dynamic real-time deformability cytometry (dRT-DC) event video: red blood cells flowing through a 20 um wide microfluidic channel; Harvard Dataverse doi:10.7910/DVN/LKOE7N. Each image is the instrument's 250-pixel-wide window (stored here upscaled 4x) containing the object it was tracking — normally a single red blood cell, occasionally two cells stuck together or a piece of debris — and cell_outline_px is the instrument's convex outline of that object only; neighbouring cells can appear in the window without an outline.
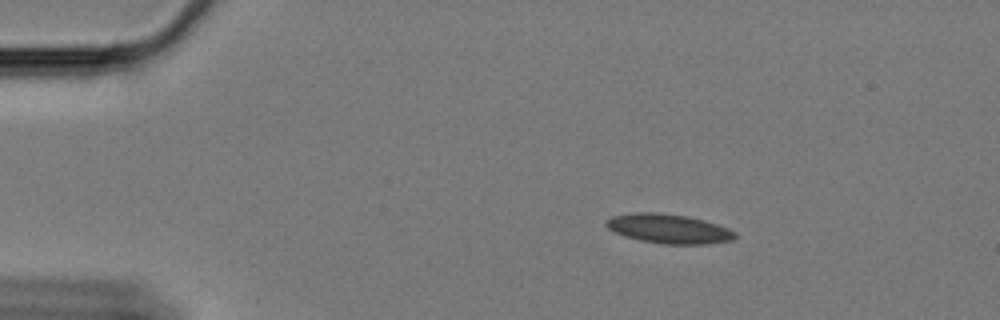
{"species": "Egyptian fruit bat (a non-hibernating species)", "species_latin": "Rousettus aegyptiacus", "temperature_condition": "cold", "stored_images_in_passage": 52, "camera_frame_rate_fps": 3000, "um_per_image_px": 0.085, "animal": {"sex": "female"}, "frame": {"image": 1, "passage_image": 2, "time_ms": 0.333, "image_size_px": [1000, 320], "cell_outline_px": [[736, 236], [732, 240], [708, 244], [664, 244], [640, 240], [624, 236], [608, 228], [604, 224], [604, 220], [612, 216], [640, 212], [656, 212], [688, 216], [704, 220], [728, 228], [736, 232]], "centroid_in_image_um": [56.84, 19.44], "position_along_channel_um": 28.2, "area_um2": 22.02}}
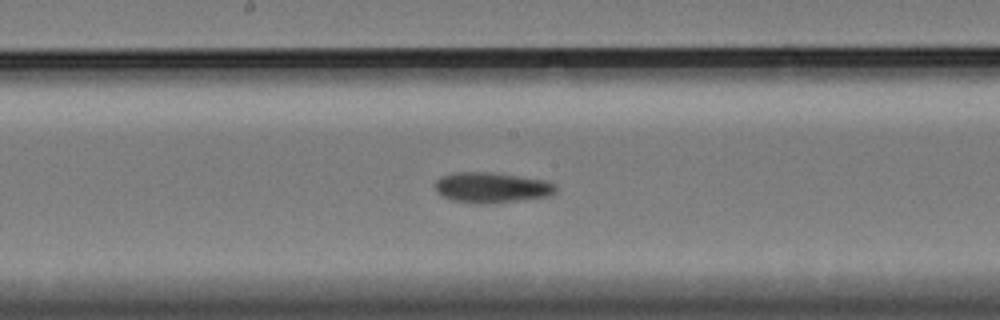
{"frame": {"image": 2, "passage_image": 24, "time_ms": 7.667, "image_size_px": [1000, 320], "cell_outline_px": [[556, 192], [552, 196], [484, 204], [476, 204], [452, 200], [440, 196], [436, 192], [436, 180], [440, 176], [456, 172], [488, 172], [544, 180], [556, 184]], "centroid_in_image_um": [41.77, 15.95], "position_along_channel_um": 206.4, "area_um2": 21.44}}
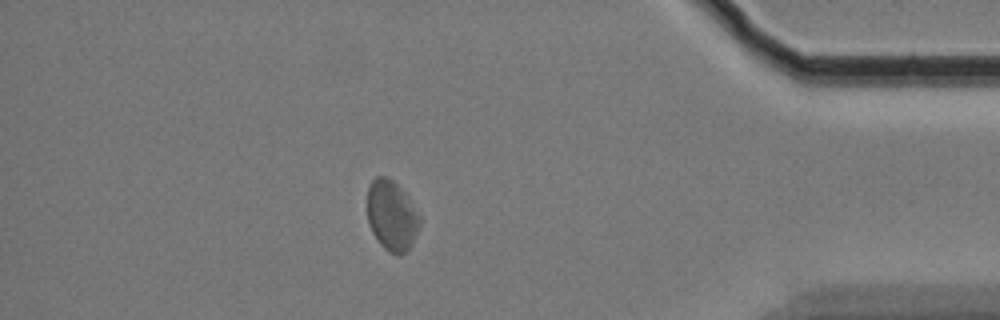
{"frame": {"image": 3, "passage_image": 45, "time_ms": 14.667, "image_size_px": [1000, 320], "cell_outline_px": [[420, 224], [412, 244], [400, 256], [384, 248], [380, 244], [372, 232], [368, 220], [368, 188], [372, 180], [376, 176], [388, 176], [404, 192], [420, 220]], "centroid_in_image_um": [33.27, 18.32], "position_along_channel_um": 401.9, "area_um2": 20.92}, "authors_computed_cell_mechanics": {"area_um2": 21.1837, "velocity_mm_per_s": 3.2939, "shape_relaxation_time_tau1_ms": null, "shape_relaxation_time_tau2_ms": 6.0325, "deformation_change_tau1": null, "deformation_change_tau2": 0.1131}}